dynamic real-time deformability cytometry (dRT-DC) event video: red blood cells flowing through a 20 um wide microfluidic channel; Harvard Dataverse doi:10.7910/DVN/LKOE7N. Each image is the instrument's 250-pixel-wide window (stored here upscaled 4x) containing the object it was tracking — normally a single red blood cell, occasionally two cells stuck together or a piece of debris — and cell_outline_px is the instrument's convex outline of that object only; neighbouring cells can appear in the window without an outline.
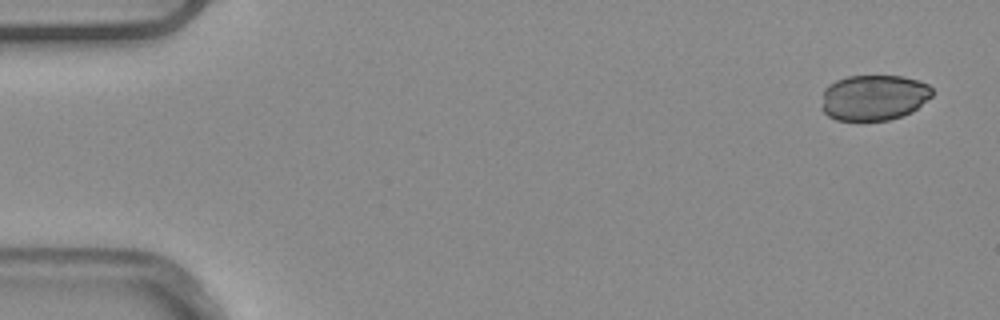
{"species": "common noctule bat (a hibernating species)", "species_latin": "Nyctalus noctula", "temperature_condition": "warm", "stored_images_in_passage": 6, "camera_frame_rate_fps": 3000, "um_per_image_px": 0.085, "animal": {"sex": "male", "body_mass_g": 20.4}, "frame": {"image": 1, "passage_image": 1, "time_ms": 0.0, "image_size_px": [1000, 320], "cell_outline_px": [[932, 96], [912, 112], [888, 120], [836, 120], [828, 116], [820, 108], [824, 88], [828, 84], [836, 80], [848, 76], [904, 76], [920, 80], [928, 84], [932, 88]], "centroid_in_image_um": [74.26, 8.28], "position_along_channel_um": 10.7, "area_um2": 29.71}}